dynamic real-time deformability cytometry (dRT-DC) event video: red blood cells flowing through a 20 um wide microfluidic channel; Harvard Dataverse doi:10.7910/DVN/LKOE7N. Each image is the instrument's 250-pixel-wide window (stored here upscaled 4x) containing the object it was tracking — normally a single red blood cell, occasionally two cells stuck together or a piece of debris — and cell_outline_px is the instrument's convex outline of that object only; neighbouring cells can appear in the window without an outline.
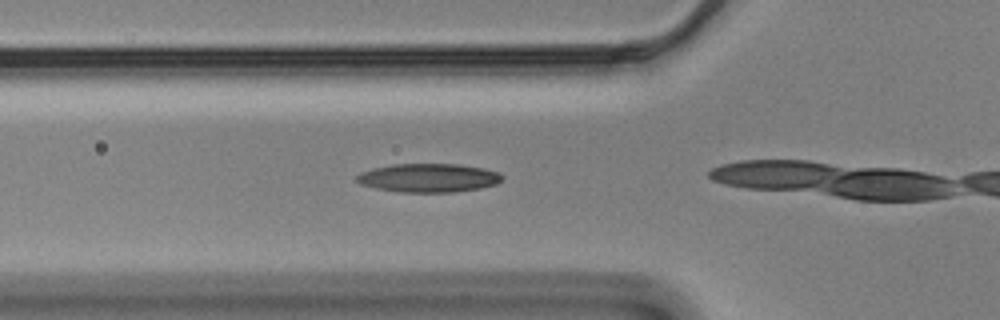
{"species": "Egyptian fruit bat (a non-hibernating species)", "species_latin": "Rousettus aegyptiacus", "temperature_condition": "cold", "stored_images_in_passage": 17, "camera_frame_rate_fps": 3000, "um_per_image_px": 0.085, "animal": {"sex": "male"}, "frame": {"image": 1, "passage_image": 12, "time_ms": 3.667, "image_size_px": [1000, 320], "cell_outline_px": [[504, 176], [496, 184], [480, 188], [452, 192], [400, 192], [376, 188], [360, 184], [356, 180], [356, 176], [360, 172], [392, 164], [456, 164], [484, 168], [500, 172]], "centroid_in_image_um": [36.44, 15.11], "position_along_channel_um": 89.4, "area_um2": 24.22}}